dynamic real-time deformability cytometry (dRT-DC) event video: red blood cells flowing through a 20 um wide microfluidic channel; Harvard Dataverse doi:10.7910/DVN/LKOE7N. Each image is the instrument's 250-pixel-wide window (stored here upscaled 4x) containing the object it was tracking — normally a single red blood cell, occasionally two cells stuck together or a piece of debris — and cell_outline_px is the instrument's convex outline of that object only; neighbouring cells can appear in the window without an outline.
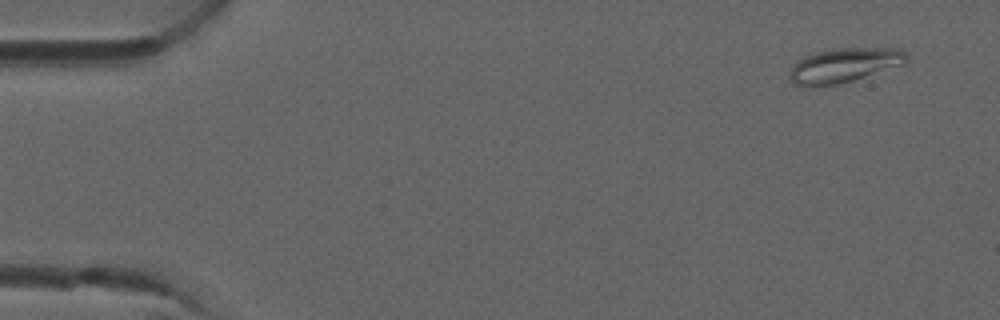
{"species": "common noctule bat (a hibernating species)", "species_latin": "Nyctalus noctula", "temperature_condition": "room temperature", "stored_images_in_passage": 6, "camera_frame_rate_fps": 3000, "um_per_image_px": 0.085, "animal": {"sex": "male", "forearm_length_mm": 52.5}, "frame": {"image": 1, "passage_image": 1, "time_ms": 0.0, "image_size_px": [1000, 320], "cell_outline_px": [[908, 60], [904, 64], [840, 84], [796, 84], [788, 80], [788, 76], [792, 64], [796, 60], [804, 56], [816, 52], [836, 48], [900, 48], [908, 56]], "centroid_in_image_um": [71.75, 5.51], "position_along_channel_um": 13.2, "area_um2": 23.18}}
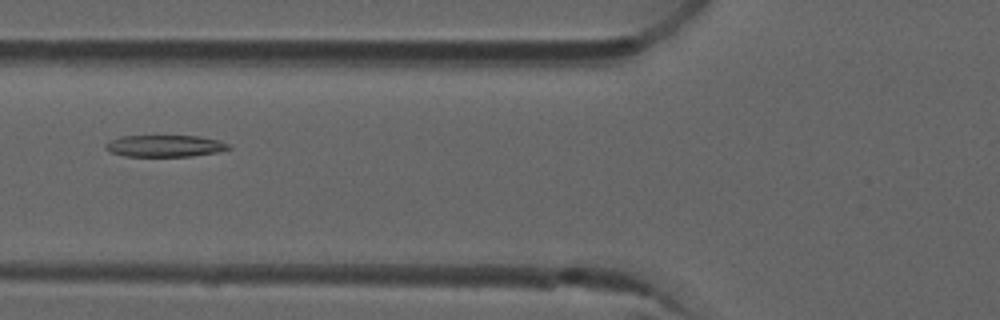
{"frame": {"image": 2, "passage_image": 6, "time_ms": 1.667, "image_size_px": [1000, 320], "cell_outline_px": [[232, 148], [216, 152], [192, 156], [124, 156], [108, 152], [104, 148], [104, 144], [108, 140], [120, 136], [200, 136], [220, 140], [228, 144]], "centroid_in_image_um": [13.96, 12.4], "position_along_channel_um": 111.8, "area_um2": 15.78}}